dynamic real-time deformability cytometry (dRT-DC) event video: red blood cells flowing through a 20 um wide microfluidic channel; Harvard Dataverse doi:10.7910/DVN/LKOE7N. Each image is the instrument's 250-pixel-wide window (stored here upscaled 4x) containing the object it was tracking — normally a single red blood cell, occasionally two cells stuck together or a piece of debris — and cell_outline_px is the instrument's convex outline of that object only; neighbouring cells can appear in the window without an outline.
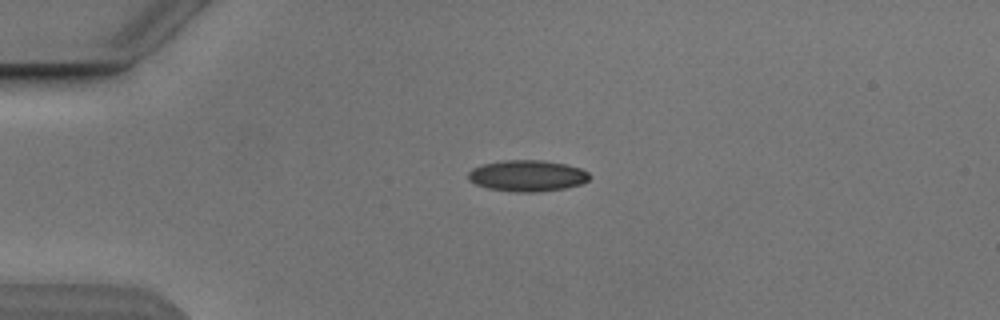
{"species": "Egyptian fruit bat (a non-hibernating species)", "species_latin": "Rousettus aegyptiacus", "temperature_condition": "cold", "stored_images_in_passage": 4, "camera_frame_rate_fps": 3000, "um_per_image_px": 0.085, "animal": {"sex": "male"}, "frame": {"image": 1, "passage_image": 3, "time_ms": 2.333, "image_size_px": [1000, 320], "cell_outline_px": [[592, 176], [588, 180], [580, 184], [564, 188], [532, 192], [516, 192], [488, 188], [476, 184], [468, 180], [468, 172], [472, 168], [480, 164], [504, 160], [544, 160], [568, 164], [580, 168], [588, 172]], "centroid_in_image_um": [44.81, 14.92], "position_along_channel_um": 40.2, "area_um2": 22.2}}